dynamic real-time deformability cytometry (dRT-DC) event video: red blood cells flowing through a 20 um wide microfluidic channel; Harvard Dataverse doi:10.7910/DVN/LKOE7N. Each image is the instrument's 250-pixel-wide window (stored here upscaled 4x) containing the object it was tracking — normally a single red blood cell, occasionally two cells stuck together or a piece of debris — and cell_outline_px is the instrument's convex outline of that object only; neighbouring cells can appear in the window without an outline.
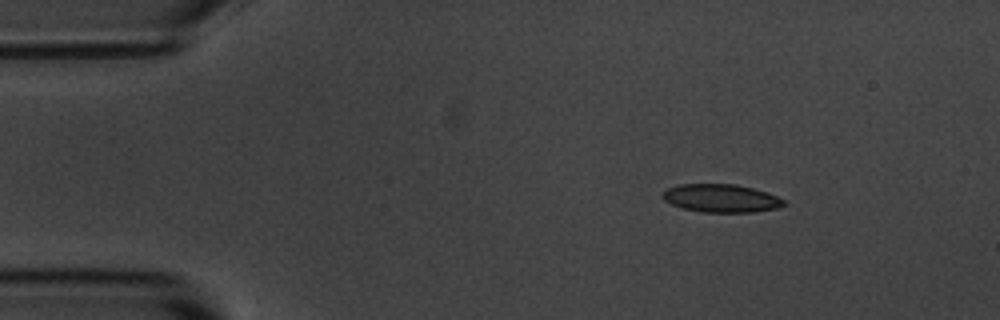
{"species": "common noctule bat (a hibernating species)", "species_latin": "Nyctalus noctula", "temperature_condition": "room temperature", "stored_images_in_passage": 6, "camera_frame_rate_fps": 3000, "um_per_image_px": 0.085, "animal": {"sex": "male", "body_mass_g": 20.1, "forearm_length_mm": 53.5}, "frame": {"image": 1, "passage_image": 2, "time_ms": 1.333, "image_size_px": [1000, 320], "cell_outline_px": [[788, 204], [780, 208], [752, 212], [704, 212], [684, 208], [672, 204], [664, 200], [660, 196], [668, 188], [680, 184], [736, 184], [752, 188], [776, 196], [784, 200]], "centroid_in_image_um": [61.31, 16.85], "position_along_channel_um": 23.7, "area_um2": 19.77}}
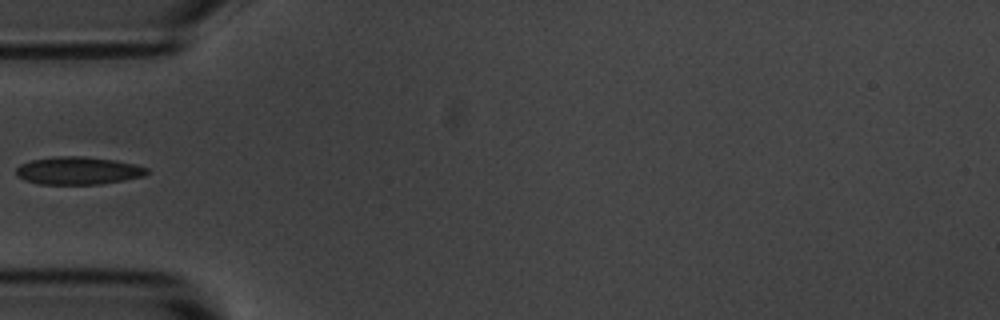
{"frame": {"image": 2, "passage_image": 5, "time_ms": 4.667, "image_size_px": [1000, 320], "cell_outline_px": [[148, 172], [144, 176], [124, 180], [100, 184], [40, 184], [24, 180], [16, 176], [16, 168], [20, 164], [32, 160], [56, 156], [84, 156], [116, 160], [148, 168]], "centroid_in_image_um": [6.62, 14.5], "position_along_channel_um": 78.4, "area_um2": 21.15}}